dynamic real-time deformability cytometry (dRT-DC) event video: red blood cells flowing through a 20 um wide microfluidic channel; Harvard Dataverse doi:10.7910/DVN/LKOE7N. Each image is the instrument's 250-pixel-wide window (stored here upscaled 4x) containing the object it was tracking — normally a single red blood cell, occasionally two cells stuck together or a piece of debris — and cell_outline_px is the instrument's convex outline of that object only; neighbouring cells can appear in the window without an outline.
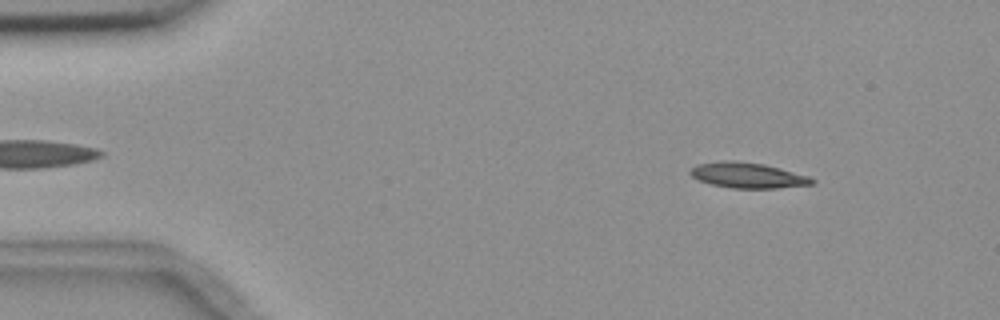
{"species": "common noctule bat (a hibernating species)", "species_latin": "Nyctalus noctula", "temperature_condition": "room temperature", "stored_images_in_passage": 4, "segment_of_instrument_passage": [1, 2], "camera_frame_rate_fps": 3000, "um_per_image_px": 0.085, "animal": {"sex": "female", "body_mass_g": 18.4}, "frame": {"image": 1, "passage_image": 1, "time_ms": 0.0, "image_size_px": [1000, 320], "cell_outline_px": [[816, 180], [812, 184], [776, 188], [732, 188], [712, 184], [700, 180], [692, 176], [688, 172], [696, 164], [724, 160], [736, 160], [764, 164], [780, 168], [808, 176]], "centroid_in_image_um": [63.54, 14.89], "position_along_channel_um": 21.5, "area_um2": 17.98}}